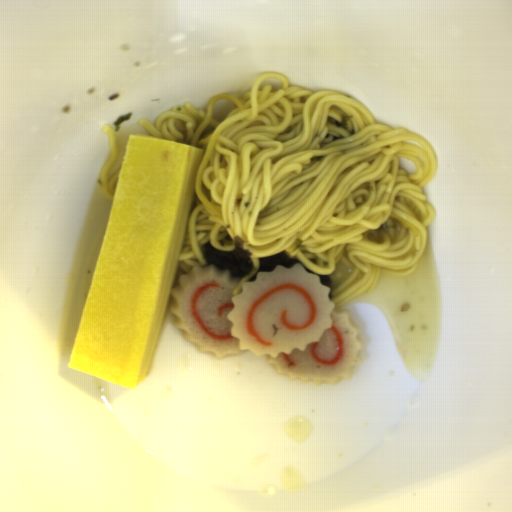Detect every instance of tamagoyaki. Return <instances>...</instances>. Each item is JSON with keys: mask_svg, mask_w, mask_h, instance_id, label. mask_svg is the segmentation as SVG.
<instances>
[{"mask_svg": "<svg viewBox=\"0 0 512 512\" xmlns=\"http://www.w3.org/2000/svg\"><path fill=\"white\" fill-rule=\"evenodd\" d=\"M204 154L129 136L68 368L133 388L148 377Z\"/></svg>", "mask_w": 512, "mask_h": 512, "instance_id": "tamagoyaki-1", "label": "tamagoyaki"}]
</instances>
